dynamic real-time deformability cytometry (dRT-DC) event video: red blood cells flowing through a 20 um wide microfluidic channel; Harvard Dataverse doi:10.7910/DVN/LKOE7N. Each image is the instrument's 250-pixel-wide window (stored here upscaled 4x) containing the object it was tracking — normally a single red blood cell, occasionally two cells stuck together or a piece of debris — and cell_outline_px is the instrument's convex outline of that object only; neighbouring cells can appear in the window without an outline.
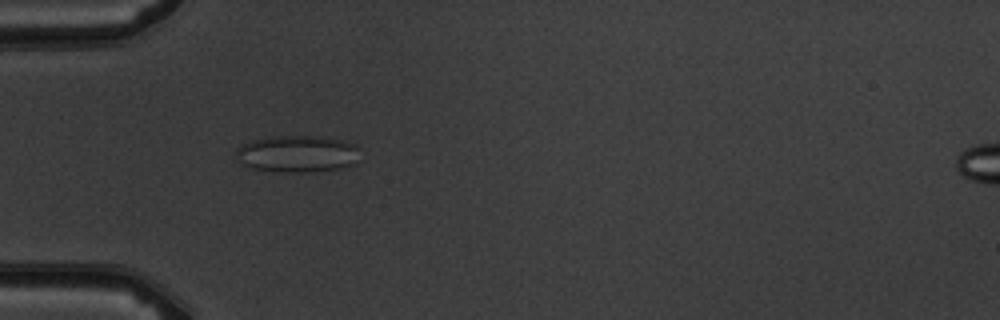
{"species": "common noctule bat (a hibernating species)", "species_latin": "Nyctalus noctula", "temperature_condition": "warm", "stored_images_in_passage": 6, "camera_frame_rate_fps": 3000, "um_per_image_px": 0.085, "animal": {"sex": "male", "body_mass_g": 19.5, "forearm_length_mm": 54.6}, "frame": {"image": 1, "passage_image": 5, "time_ms": 4.667, "image_size_px": [1000, 320], "cell_outline_px": [[360, 148], [356, 164], [340, 168], [308, 172], [276, 172], [248, 168], [240, 164], [236, 156], [236, 148], [252, 140], [272, 136], [308, 136], [340, 140], [356, 144]], "centroid_in_image_um": [25.25, 13.09], "position_along_channel_um": 59.8, "area_um2": 26.88}}
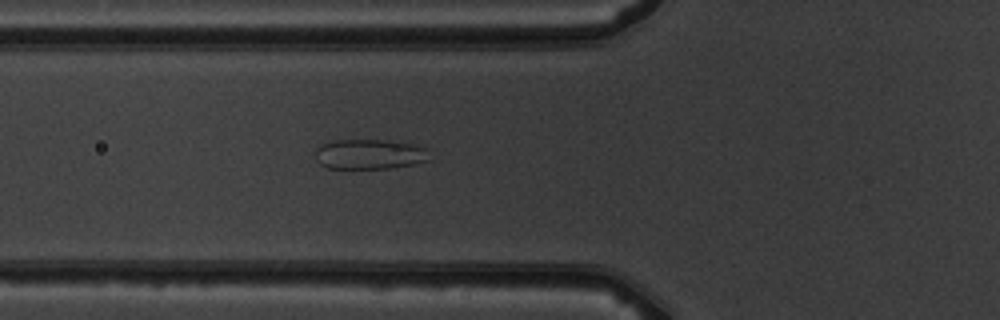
{"frame": {"image": 2, "passage_image": 6, "time_ms": 5.667, "image_size_px": [1000, 320], "cell_outline_px": [[432, 160], [392, 168], [328, 168], [320, 164], [316, 160], [316, 148], [332, 140], [392, 140], [412, 144], [428, 148]], "centroid_in_image_um": [31.47, 13.1], "position_along_channel_um": 94.3, "area_um2": 20.17}}